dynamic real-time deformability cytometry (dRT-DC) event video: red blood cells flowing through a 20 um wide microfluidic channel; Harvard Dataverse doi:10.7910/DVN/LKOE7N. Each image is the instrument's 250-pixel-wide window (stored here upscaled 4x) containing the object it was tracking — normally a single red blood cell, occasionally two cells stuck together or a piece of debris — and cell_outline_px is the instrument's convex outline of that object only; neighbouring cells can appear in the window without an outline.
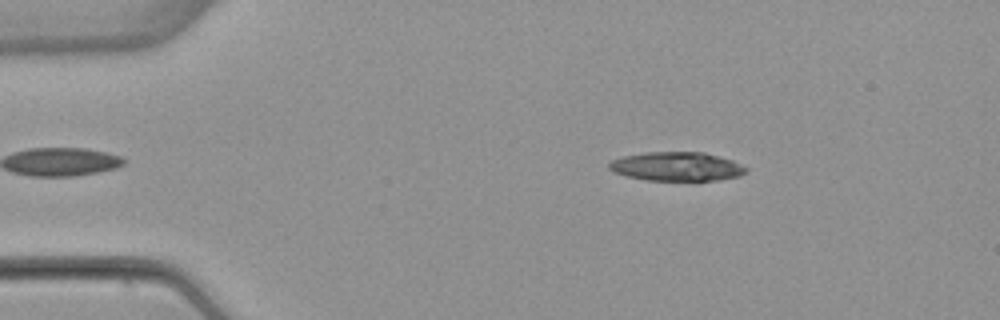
{"species": "common noctule bat (a hibernating species)", "species_latin": "Nyctalus noctula", "temperature_condition": "warm", "stored_images_in_passage": 15, "camera_frame_rate_fps": 3000, "um_per_image_px": 0.085, "animal": {"sex": "female", "body_mass_g": 22.7, "forearm_length_mm": 54.2}, "frame": {"image": 1, "passage_image": 7, "time_ms": 2.0, "image_size_px": [1000, 320], "cell_outline_px": [[748, 168], [740, 176], [716, 180], [644, 180], [628, 176], [616, 172], [608, 168], [608, 164], [612, 160], [624, 156], [644, 152], [704, 152], [732, 160]], "centroid_in_image_um": [57.52, 14.14], "position_along_channel_um": 27.5, "area_um2": 22.89}}